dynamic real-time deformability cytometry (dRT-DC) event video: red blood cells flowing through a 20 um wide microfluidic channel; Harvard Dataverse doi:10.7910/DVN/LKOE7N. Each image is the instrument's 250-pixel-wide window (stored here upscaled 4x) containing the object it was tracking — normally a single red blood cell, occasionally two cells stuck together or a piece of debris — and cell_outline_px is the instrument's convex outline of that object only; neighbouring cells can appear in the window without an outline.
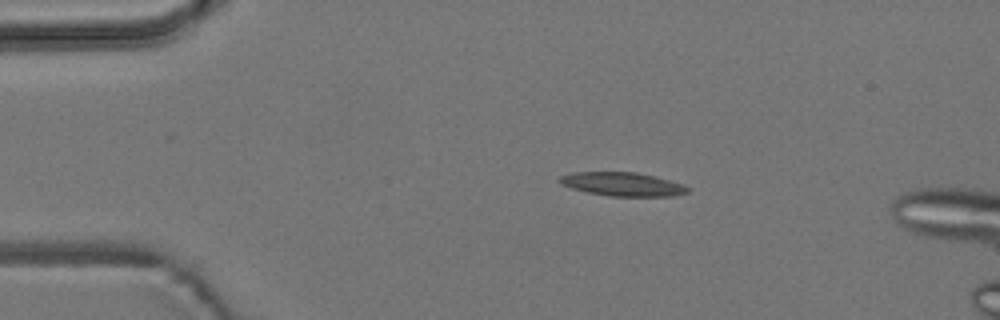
{"species": "common noctule bat (a hibernating species)", "species_latin": "Nyctalus noctula", "temperature_condition": "room temperature", "stored_images_in_passage": 16, "camera_frame_rate_fps": 3000, "um_per_image_px": 0.085, "animal": {"sex": "male", "body_mass_g": 19.2, "forearm_length_mm": 51.8}, "frame": {"image": 1, "passage_image": 10, "time_ms": 3.0, "image_size_px": [1000, 320], "cell_outline_px": [[688, 192], [676, 196], [612, 196], [588, 192], [572, 188], [560, 184], [556, 180], [560, 176], [576, 172], [636, 172], [684, 184], [688, 188]], "centroid_in_image_um": [52.9, 15.65], "position_along_channel_um": 32.1, "area_um2": 17.51}}